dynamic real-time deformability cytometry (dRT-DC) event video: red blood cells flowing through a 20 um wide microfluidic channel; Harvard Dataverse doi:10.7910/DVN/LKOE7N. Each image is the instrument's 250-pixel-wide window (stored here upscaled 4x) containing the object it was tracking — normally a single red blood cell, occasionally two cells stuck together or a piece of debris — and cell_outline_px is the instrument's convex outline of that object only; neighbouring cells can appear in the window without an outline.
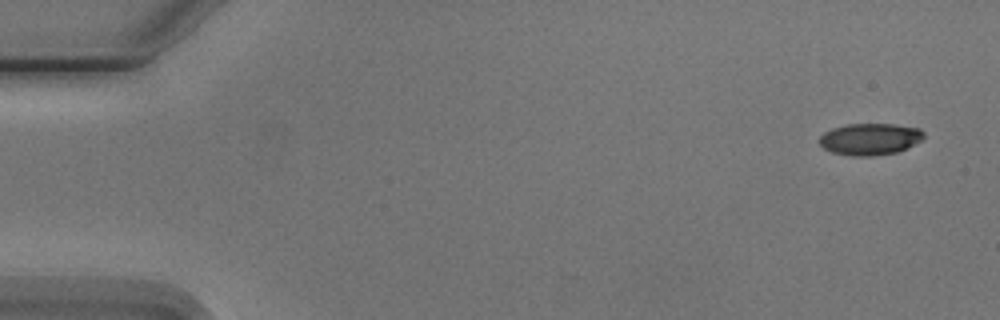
{"species": "Egyptian fruit bat (a non-hibernating species)", "species_latin": "Rousettus aegyptiacus", "temperature_condition": "cold", "stored_images_in_passage": 5, "camera_frame_rate_fps": 3000, "um_per_image_px": 0.085, "animal": {"sex": "male"}, "frame": {"image": 1, "passage_image": 1, "time_ms": 0.0, "image_size_px": [1000, 320], "cell_outline_px": [[924, 136], [920, 140], [896, 152], [872, 156], [852, 156], [832, 152], [824, 148], [820, 144], [820, 136], [824, 132], [832, 128], [848, 124], [892, 124], [920, 128], [924, 132]], "centroid_in_image_um": [73.92, 11.81], "position_along_channel_um": 11.1, "area_um2": 19.07}}
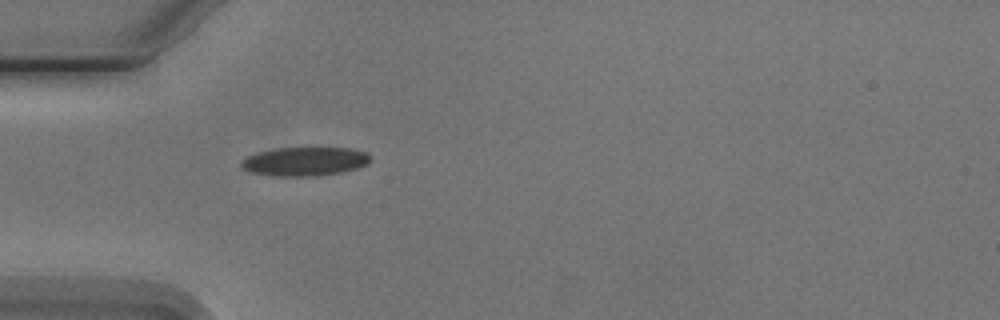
{"frame": {"image": 2, "passage_image": 5, "time_ms": 4.667, "image_size_px": [1000, 320], "cell_outline_px": [[372, 160], [368, 164], [360, 168], [340, 172], [316, 176], [276, 176], [252, 172], [244, 168], [240, 164], [240, 160], [248, 156], [260, 152], [276, 148], [348, 148], [368, 152]], "centroid_in_image_um": [25.97, 13.72], "position_along_channel_um": 59.0, "area_um2": 21.68}}